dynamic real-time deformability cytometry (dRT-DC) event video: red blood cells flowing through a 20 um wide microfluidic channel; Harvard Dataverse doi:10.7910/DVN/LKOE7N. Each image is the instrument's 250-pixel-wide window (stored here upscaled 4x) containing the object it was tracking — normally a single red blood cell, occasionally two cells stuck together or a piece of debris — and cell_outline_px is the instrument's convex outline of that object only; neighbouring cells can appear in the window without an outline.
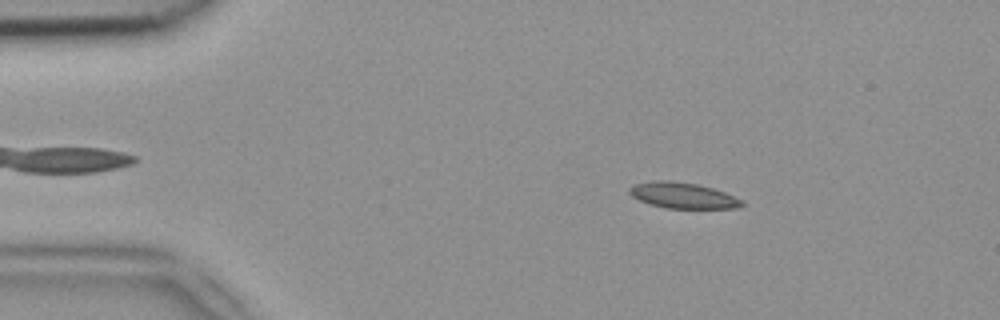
{"species": "common noctule bat (a hibernating species)", "species_latin": "Nyctalus noctula", "temperature_condition": "room temperature", "stored_images_in_passage": 51, "camera_frame_rate_fps": 3000, "um_per_image_px": 0.085, "animal": {"sex": "female", "body_mass_g": 18.4}, "frame": {"image": 1, "passage_image": 8, "time_ms": 2.333, "image_size_px": [1000, 320], "cell_outline_px": [[744, 204], [736, 208], [668, 208], [648, 204], [632, 196], [628, 192], [628, 188], [636, 184], [652, 180], [672, 180], [696, 184], [712, 188], [724, 192], [744, 200]], "centroid_in_image_um": [58.03, 16.61], "position_along_channel_um": 27.0, "area_um2": 16.94}}
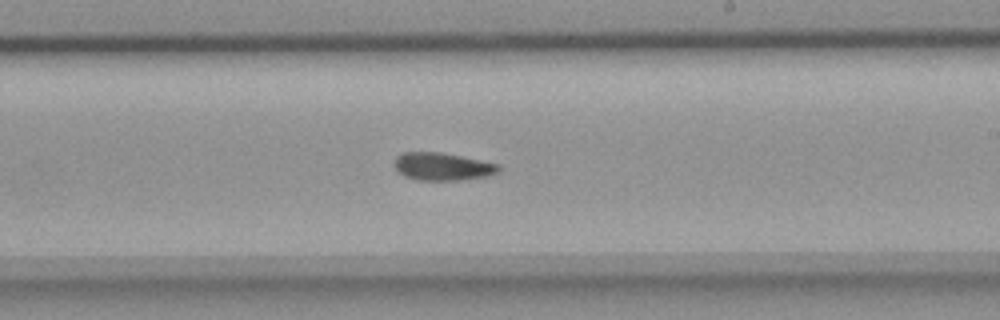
{"frame": {"image": 2, "passage_image": 30, "time_ms": 9.667, "image_size_px": [1000, 320], "cell_outline_px": [[500, 168], [496, 172], [488, 176], [460, 180], [416, 180], [404, 176], [392, 164], [396, 156], [404, 152], [440, 152], [500, 164]], "centroid_in_image_um": [37.58, 14.15], "position_along_channel_um": 251.4, "area_um2": 16.82}}
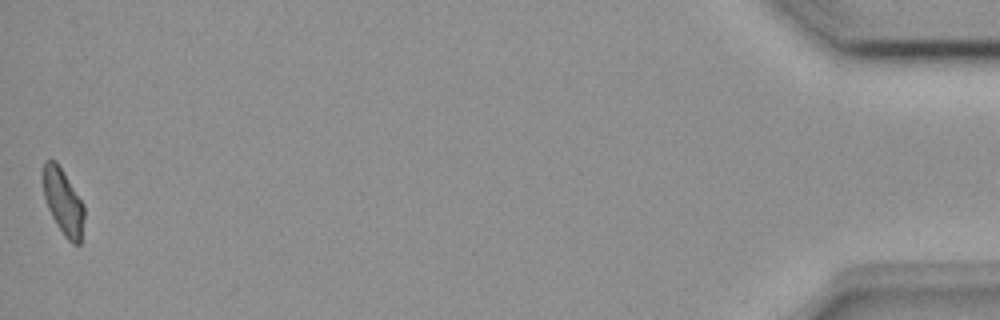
{"frame": {"image": 3, "passage_image": 51, "time_ms": 16.667, "image_size_px": [1000, 320], "cell_outline_px": [[84, 216], [80, 244], [72, 244], [64, 236], [56, 224], [48, 208], [44, 196], [44, 160], [56, 160], [84, 204]], "centroid_in_image_um": [5.39, 17.18], "position_along_channel_um": 429.8, "area_um2": 15.55}, "authors_computed_cell_mechanics": {"area_um2": 16.8776, "velocity_mm_per_s": 3.9096, "shape_relaxation_time_tau1_ms": 10.4875, "shape_relaxation_time_tau2_ms": 5.6155, "deformation_change_tau1": 0.19, "deformation_change_tau2": 0.0961}}